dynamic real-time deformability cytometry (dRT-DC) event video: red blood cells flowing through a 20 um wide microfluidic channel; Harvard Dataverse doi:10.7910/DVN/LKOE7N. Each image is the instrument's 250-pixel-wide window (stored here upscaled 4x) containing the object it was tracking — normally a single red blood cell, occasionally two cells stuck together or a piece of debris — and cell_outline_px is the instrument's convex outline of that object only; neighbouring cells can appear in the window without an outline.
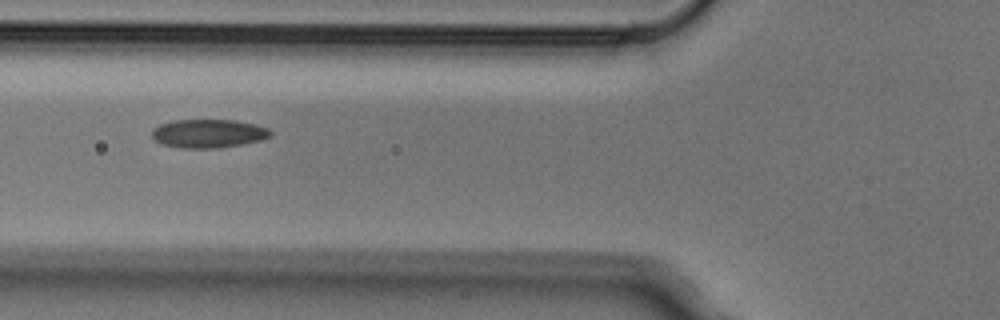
{"species": "Egyptian fruit bat (a non-hibernating species)", "species_latin": "Rousettus aegyptiacus", "temperature_condition": "cold", "stored_images_in_passage": 5, "camera_frame_rate_fps": 3000, "um_per_image_px": 0.085, "animal": {"sex": "male"}, "frame": {"image": 1, "passage_image": 2, "time_ms": 0.333, "image_size_px": [1000, 320], "cell_outline_px": [[272, 136], [260, 140], [244, 144], [220, 148], [180, 148], [164, 144], [156, 140], [152, 136], [152, 128], [160, 124], [172, 120], [236, 120], [256, 124], [268, 128], [272, 132]], "centroid_in_image_um": [17.74, 11.34], "position_along_channel_um": 108.1, "area_um2": 19.88}}
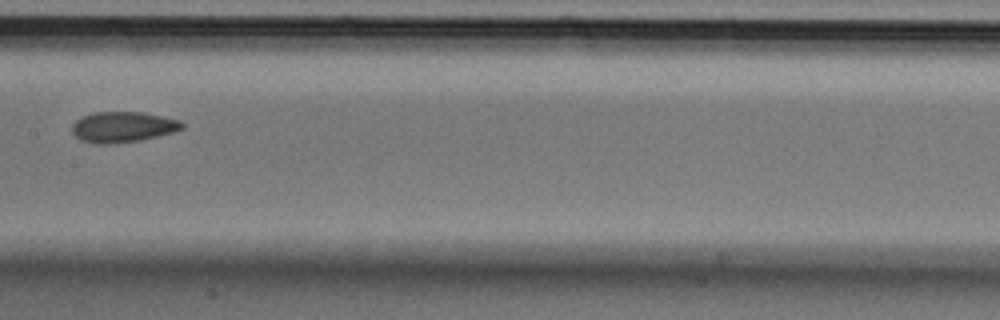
{"frame": {"image": 2, "passage_image": 4, "time_ms": 1.0, "image_size_px": [1000, 320], "cell_outline_px": [[184, 128], [172, 132], [140, 140], [108, 144], [96, 144], [80, 140], [72, 132], [72, 124], [76, 120], [92, 112], [144, 112], [180, 120], [184, 124]], "centroid_in_image_um": [10.43, 10.79], "position_along_channel_um": 197.0, "area_um2": 19.59}}
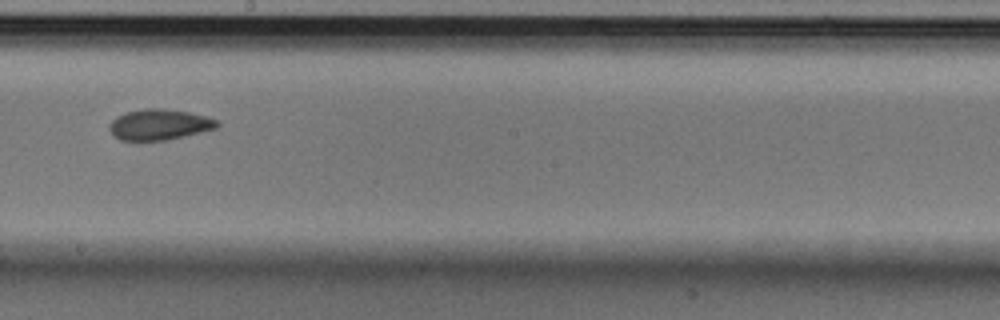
{"frame": {"image": 3, "passage_image": 5, "time_ms": 1.333, "image_size_px": [1000, 320], "cell_outline_px": [[220, 124], [216, 128], [168, 140], [120, 140], [112, 136], [108, 128], [108, 124], [116, 116], [124, 112], [144, 108], [164, 108], [188, 112], [208, 116], [220, 120]], "centroid_in_image_um": [13.52, 10.58], "position_along_channel_um": 234.7, "area_um2": 19.65}}